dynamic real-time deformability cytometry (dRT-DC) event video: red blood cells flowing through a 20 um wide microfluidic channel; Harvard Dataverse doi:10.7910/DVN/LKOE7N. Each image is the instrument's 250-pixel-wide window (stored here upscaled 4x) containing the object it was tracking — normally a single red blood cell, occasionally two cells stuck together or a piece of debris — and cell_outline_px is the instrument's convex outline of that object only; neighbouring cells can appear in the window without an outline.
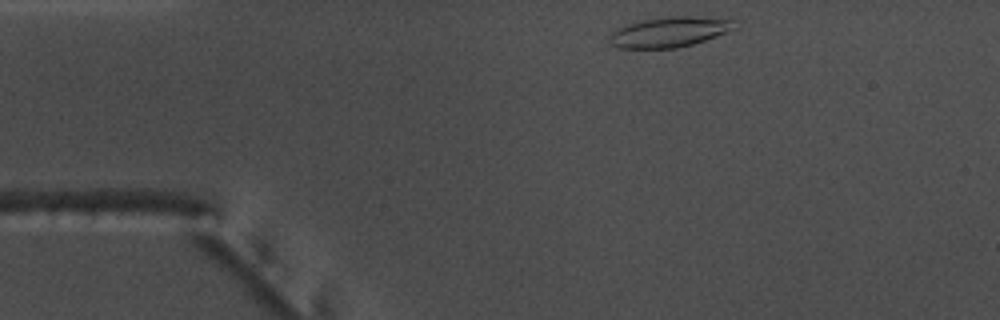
{"species": "common noctule bat (a hibernating species)", "species_latin": "Nyctalus noctula", "temperature_condition": "warm", "stored_images_in_passage": 27, "camera_frame_rate_fps": 3000, "um_per_image_px": 0.085, "animal": {"sex": "male", "body_mass_g": 17.5, "forearm_length_mm": 52.3}, "frame": {"image": 1, "passage_image": 1, "time_ms": 0.0, "image_size_px": [1000, 320], "cell_outline_px": [[740, 28], [692, 44], [676, 48], [616, 48], [608, 40], [612, 32], [616, 28], [640, 20], [672, 16], [692, 16], [736, 20]], "centroid_in_image_um": [56.94, 2.71], "position_along_channel_um": 28.1, "area_um2": 22.2}}
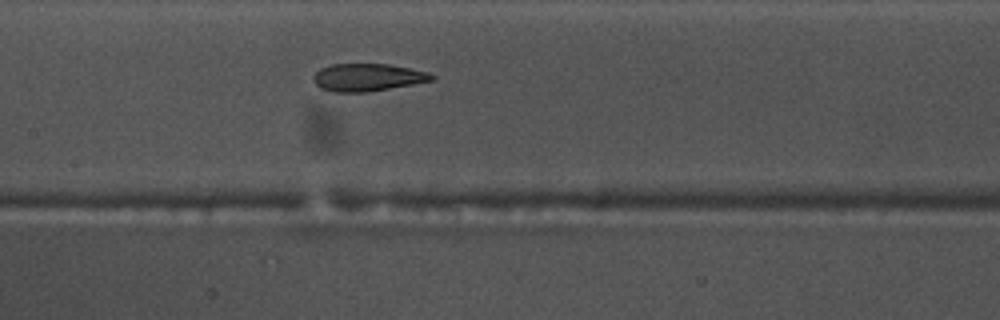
{"frame": {"image": 2, "passage_image": 17, "time_ms": 5.333, "image_size_px": [1000, 320], "cell_outline_px": [[436, 80], [364, 92], [332, 92], [320, 88], [312, 80], [312, 76], [320, 68], [332, 64], [388, 64], [428, 72], [436, 76]], "centroid_in_image_um": [31.22, 6.57], "position_along_channel_um": 176.2, "area_um2": 18.96}}
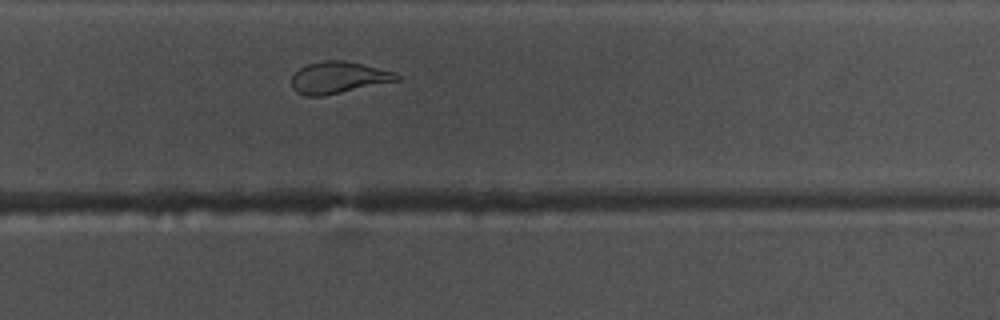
{"frame": {"image": 3, "passage_image": 27, "time_ms": 8.667, "image_size_px": [1000, 320], "cell_outline_px": [[400, 80], [324, 96], [304, 96], [296, 92], [292, 88], [292, 76], [300, 68], [308, 64], [324, 60], [344, 60], [364, 64], [392, 72], [400, 76]], "centroid_in_image_um": [28.74, 6.6], "position_along_channel_um": 301.1, "area_um2": 19.42}}